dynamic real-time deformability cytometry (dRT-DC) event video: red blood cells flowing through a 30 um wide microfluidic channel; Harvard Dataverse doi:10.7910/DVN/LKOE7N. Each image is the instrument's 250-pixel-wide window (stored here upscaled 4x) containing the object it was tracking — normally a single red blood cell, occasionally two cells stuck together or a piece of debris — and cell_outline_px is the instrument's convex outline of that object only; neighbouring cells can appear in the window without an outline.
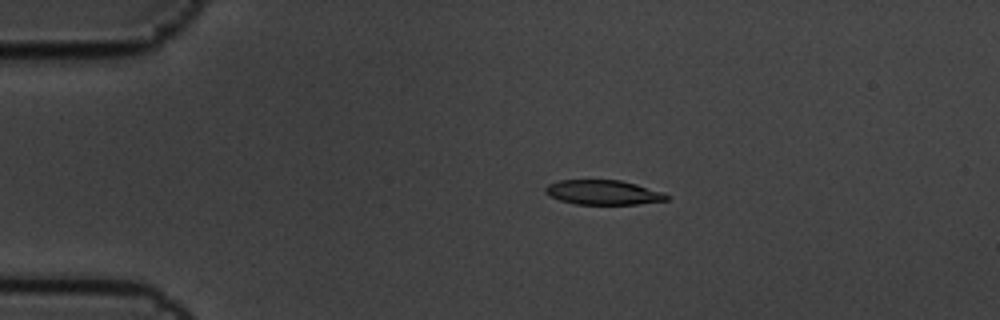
{"species": "common noctule bat (a hibernating species)", "species_latin": "Nyctalus noctula", "temperature_condition": "cold", "stored_images_in_passage": 5, "camera_frame_rate_fps": 3000, "um_per_image_px": 0.085, "animal": {"sex": "male", "body_mass_g": 19.5, "forearm_length_mm": 54.6}, "frame": {"image": 1, "passage_image": 3, "time_ms": 0.667, "image_size_px": [1000, 320], "cell_outline_px": [[672, 196], [668, 200], [636, 204], [576, 204], [560, 200], [544, 192], [544, 188], [548, 184], [560, 180], [620, 180], [636, 184], [664, 192]], "centroid_in_image_um": [51.31, 16.35], "position_along_channel_um": 33.7, "area_um2": 17.4}}
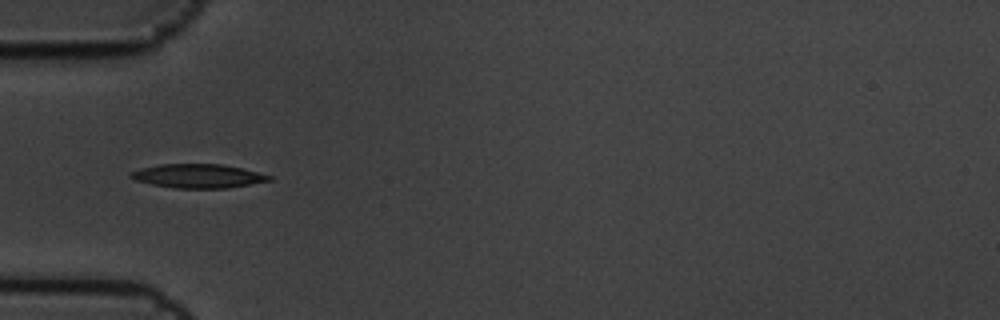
{"frame": {"image": 2, "passage_image": 5, "time_ms": 1.333, "image_size_px": [1000, 320], "cell_outline_px": [[272, 180], [228, 188], [176, 188], [152, 184], [136, 180], [128, 176], [128, 172], [140, 168], [160, 164], [220, 164], [240, 168], [272, 176]], "centroid_in_image_um": [16.79, 14.96], "position_along_channel_um": 68.2, "area_um2": 19.13}}